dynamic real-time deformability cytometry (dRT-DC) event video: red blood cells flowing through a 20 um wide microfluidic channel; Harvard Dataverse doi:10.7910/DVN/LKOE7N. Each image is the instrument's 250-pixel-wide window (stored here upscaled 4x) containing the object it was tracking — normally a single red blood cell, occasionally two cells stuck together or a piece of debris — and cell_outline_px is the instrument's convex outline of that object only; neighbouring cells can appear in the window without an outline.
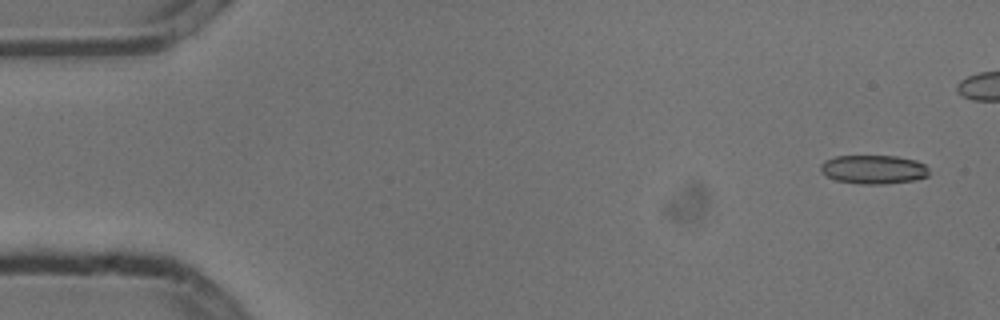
{"species": "common noctule bat (a hibernating species)", "species_latin": "Nyctalus noctula", "temperature_condition": "cold", "stored_images_in_passage": 6, "camera_frame_rate_fps": 3000, "um_per_image_px": 0.085, "animal": {"sex": "male", "body_mass_g": 13.3}, "frame": {"image": 1, "passage_image": 1, "time_ms": 0.0, "image_size_px": [1000, 320], "cell_outline_px": [[928, 176], [916, 180], [884, 184], [860, 184], [836, 180], [820, 172], [820, 164], [824, 160], [836, 156], [896, 156], [916, 160], [924, 164], [928, 168]], "centroid_in_image_um": [74.24, 14.4], "position_along_channel_um": 10.8, "area_um2": 18.32}}
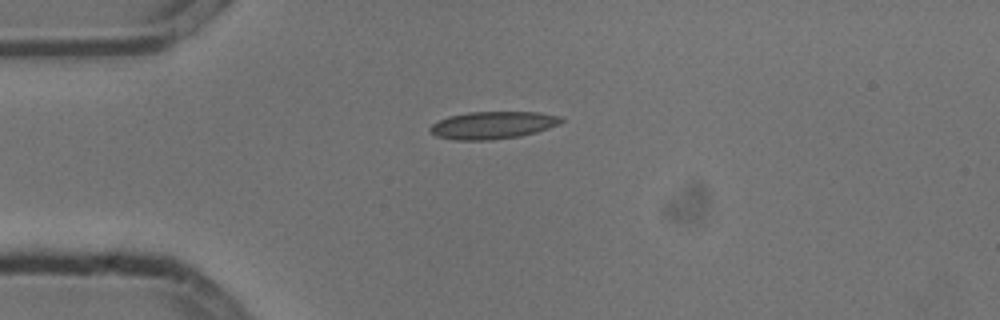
{"frame": {"image": 2, "passage_image": 6, "time_ms": 1.667, "image_size_px": [1000, 320], "cell_outline_px": [[564, 120], [560, 124], [536, 132], [520, 136], [492, 140], [456, 140], [436, 136], [428, 128], [432, 124], [448, 116], [468, 112], [540, 112], [560, 116]], "centroid_in_image_um": [41.9, 10.63], "position_along_channel_um": 43.1, "area_um2": 20.98}}